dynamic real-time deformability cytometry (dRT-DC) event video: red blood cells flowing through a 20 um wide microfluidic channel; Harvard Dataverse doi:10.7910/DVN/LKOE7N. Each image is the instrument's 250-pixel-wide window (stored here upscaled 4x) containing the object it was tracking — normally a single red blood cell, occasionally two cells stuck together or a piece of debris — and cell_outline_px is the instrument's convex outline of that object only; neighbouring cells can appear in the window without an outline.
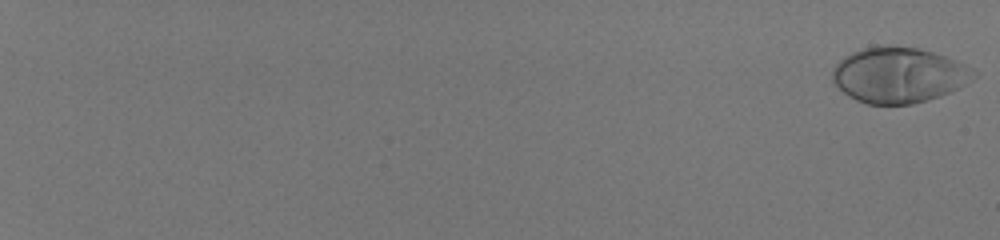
{"species": "human", "species_latin": "Homo sapiens", "temperature_condition": "room temperature", "stored_images_in_passage": 57, "camera_frame_rate_fps": 3000, "um_per_image_px": 0.085, "donor": {"sex": "male"}, "frame": {"image": 1, "passage_image": 1, "time_ms": 0.0, "image_size_px": [1000, 240], "cell_outline_px": [[976, 76], [972, 80], [940, 96], [912, 104], [868, 104], [856, 100], [848, 96], [832, 80], [832, 72], [836, 64], [844, 56], [860, 48], [876, 44], [892, 44], [920, 48], [944, 56], [964, 64], [972, 68], [976, 72]], "centroid_in_image_um": [76.36, 6.35], "position_along_channel_um": 8.6, "area_um2": 45.89}}
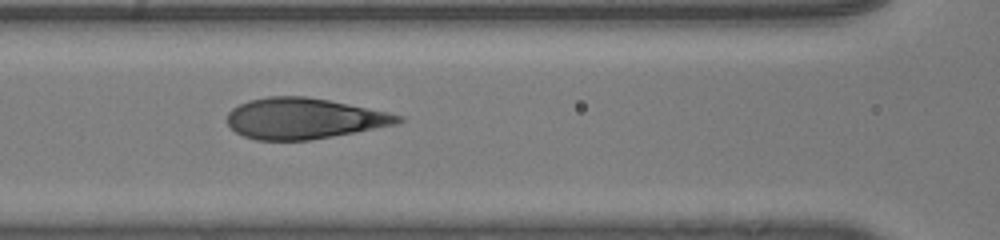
{"frame": {"image": 2, "passage_image": 32, "time_ms": 10.333, "image_size_px": [1000, 240], "cell_outline_px": [[404, 120], [400, 124], [356, 132], [308, 140], [256, 140], [244, 136], [236, 132], [228, 124], [228, 112], [232, 108], [248, 100], [268, 96], [308, 96], [388, 112], [404, 116]], "centroid_in_image_um": [25.86, 10.07], "position_along_channel_um": 140.7, "area_um2": 40.69}}
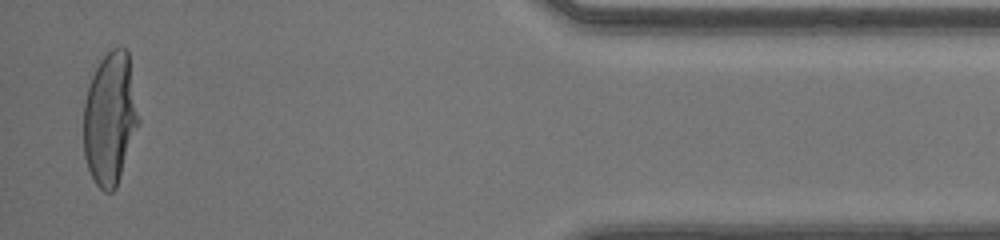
{"frame": {"image": 3, "passage_image": 56, "time_ms": 18.333, "image_size_px": [1000, 240], "cell_outline_px": [[140, 124], [116, 188], [112, 192], [104, 192], [96, 184], [88, 168], [84, 156], [84, 104], [88, 88], [92, 76], [100, 60], [112, 48], [128, 48], [140, 120]], "centroid_in_image_um": [9.38, 10.08], "position_along_channel_um": 425.8, "area_um2": 42.77}, "authors_computed_cell_mechanics": {"area_um2": 42.1362, "velocity_mm_per_s": 4.1261, "shape_relaxation_time_tau1_ms": 4.0485, "shape_relaxation_time_tau2_ms": null, "deformation_change_tau1": 0.2523, "deformation_change_tau2": null}}